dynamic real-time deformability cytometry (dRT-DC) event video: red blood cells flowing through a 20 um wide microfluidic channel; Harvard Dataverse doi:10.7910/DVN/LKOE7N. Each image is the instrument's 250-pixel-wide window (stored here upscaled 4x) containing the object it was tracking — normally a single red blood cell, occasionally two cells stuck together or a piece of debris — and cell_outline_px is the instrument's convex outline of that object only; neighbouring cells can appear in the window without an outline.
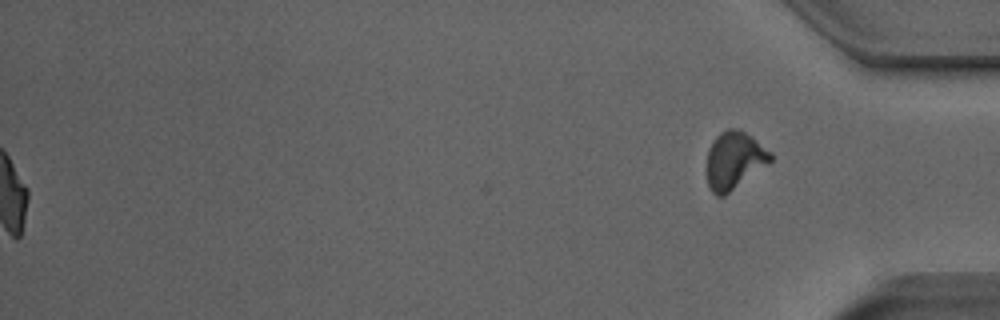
{"species": "Egyptian fruit bat (a non-hibernating species)", "species_latin": "Rousettus aegyptiacus", "temperature_condition": "room temperature", "stored_images_in_passage": 51, "segment_of_instrument_passage": [2, 2], "camera_frame_rate_fps": 3000, "um_per_image_px": 0.085, "animal": {"sex": "male"}, "frame": {"image": 1, "passage_image": 51, "time_ms": 16.667, "image_size_px": [1000, 320], "cell_outline_px": [[772, 160], [724, 196], [716, 196], [712, 192], [708, 184], [704, 172], [704, 168], [708, 148], [712, 140], [720, 132], [728, 128], [740, 128], [752, 136], [772, 152]], "centroid_in_image_um": [62.35, 13.6], "position_along_channel_um": 372.8, "area_um2": 21.79}}